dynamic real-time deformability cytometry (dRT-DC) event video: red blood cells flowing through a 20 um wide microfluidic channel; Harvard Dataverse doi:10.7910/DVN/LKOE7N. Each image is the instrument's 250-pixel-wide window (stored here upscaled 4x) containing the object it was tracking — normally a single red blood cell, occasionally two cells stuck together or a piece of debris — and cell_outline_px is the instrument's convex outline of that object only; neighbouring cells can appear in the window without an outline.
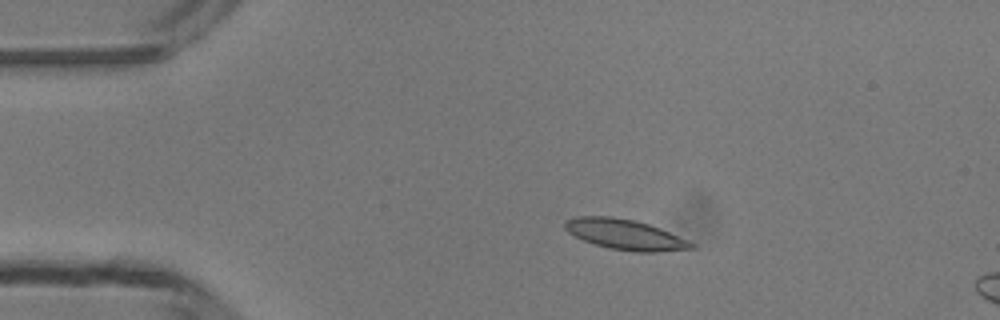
{"species": "common noctule bat (a hibernating species)", "species_latin": "Nyctalus noctula", "temperature_condition": "room temperature", "stored_images_in_passage": 5, "camera_frame_rate_fps": 3000, "um_per_image_px": 0.085, "animal": {"sex": "male", "body_mass_g": 13.3}, "frame": {"image": 1, "passage_image": 3, "time_ms": 2.333, "image_size_px": [1000, 320], "cell_outline_px": [[696, 248], [660, 252], [636, 252], [608, 248], [584, 240], [568, 232], [564, 228], [564, 224], [568, 220], [576, 216], [612, 216], [636, 220], [660, 228], [688, 240], [696, 244]], "centroid_in_image_um": [53.17, 19.93], "position_along_channel_um": 31.8, "area_um2": 22.37}}